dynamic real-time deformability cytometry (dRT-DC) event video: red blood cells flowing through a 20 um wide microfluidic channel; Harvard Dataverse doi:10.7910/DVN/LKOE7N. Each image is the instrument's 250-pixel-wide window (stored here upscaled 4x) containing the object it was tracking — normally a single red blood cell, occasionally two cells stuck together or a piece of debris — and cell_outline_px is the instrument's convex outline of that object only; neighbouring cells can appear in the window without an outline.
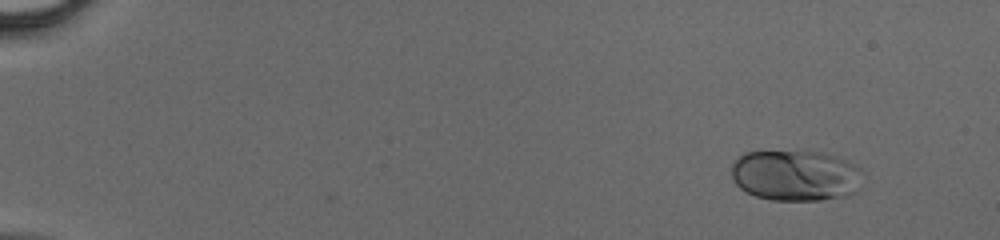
{"species": "human", "species_latin": "Homo sapiens", "temperature_condition": "cold", "stored_images_in_passage": 43, "camera_frame_rate_fps": 3000, "um_per_image_px": 0.085, "donor": {"sex": "male"}, "frame": {"image": 1, "passage_image": 1, "time_ms": 0.0, "image_size_px": [1000, 240], "cell_outline_px": [[860, 188], [856, 192], [848, 196], [820, 200], [772, 200], [756, 196], [740, 188], [732, 180], [732, 164], [744, 152], [824, 152], [848, 160], [860, 168]], "centroid_in_image_um": [67.65, 14.92], "position_along_channel_um": 17.4, "area_um2": 39.02}}
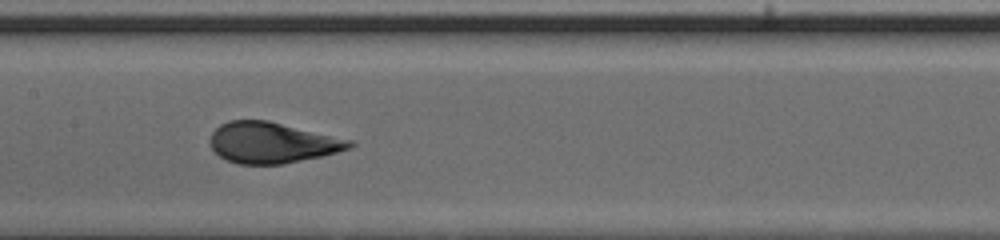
{"frame": {"image": 2, "passage_image": 22, "time_ms": 7.0, "image_size_px": [1000, 240], "cell_outline_px": [[356, 144], [352, 148], [324, 156], [284, 164], [236, 164], [220, 156], [212, 148], [208, 140], [212, 132], [220, 124], [228, 120], [268, 120], [356, 140]], "centroid_in_image_um": [23.19, 12.12], "position_along_channel_um": 184.2, "area_um2": 33.81}}
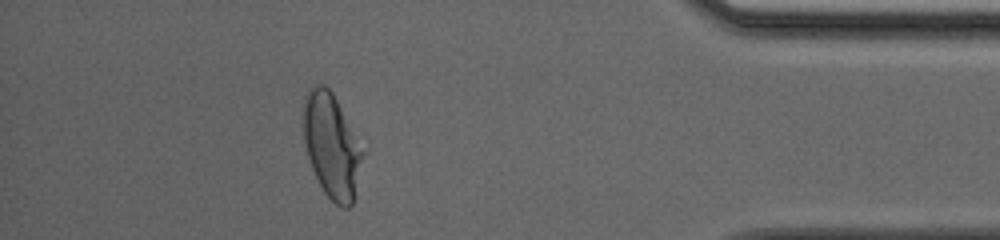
{"frame": {"image": 3, "passage_image": 39, "time_ms": 12.667, "image_size_px": [1000, 240], "cell_outline_px": [[364, 152], [352, 204], [348, 208], [340, 208], [324, 192], [312, 168], [304, 144], [300, 124], [300, 116], [304, 96], [308, 88], [316, 84], [324, 84], [332, 92]], "centroid_in_image_um": [28.11, 12.33], "position_along_channel_um": 407.1, "area_um2": 36.18}}